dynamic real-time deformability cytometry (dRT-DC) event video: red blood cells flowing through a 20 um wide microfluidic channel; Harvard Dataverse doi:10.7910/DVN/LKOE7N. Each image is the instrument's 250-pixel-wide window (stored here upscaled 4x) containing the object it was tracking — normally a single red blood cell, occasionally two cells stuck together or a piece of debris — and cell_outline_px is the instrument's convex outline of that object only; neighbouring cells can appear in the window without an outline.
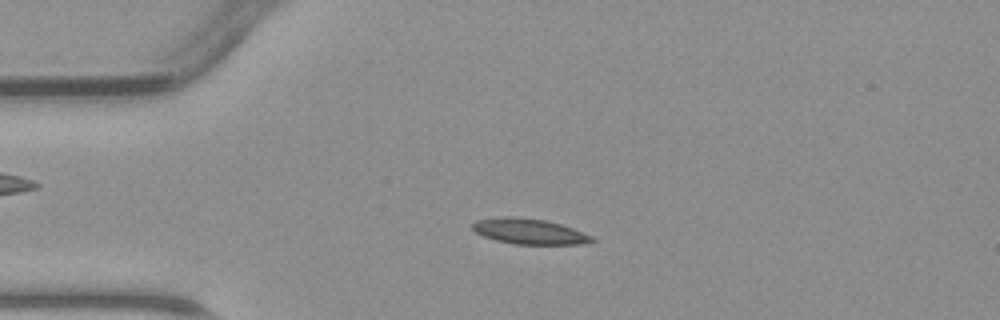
{"species": "common noctule bat (a hibernating species)", "species_latin": "Nyctalus noctula", "temperature_condition": "warm", "stored_images_in_passage": 38, "camera_frame_rate_fps": 3000, "um_per_image_px": 0.085, "animal": {"sex": "male", "body_mass_g": 23.1, "forearm_length_mm": 52.7}, "frame": {"image": 1, "passage_image": 2, "time_ms": 0.333, "image_size_px": [1000, 320], "cell_outline_px": [[596, 240], [580, 244], [516, 244], [496, 240], [484, 236], [476, 232], [472, 228], [472, 224], [476, 220], [500, 216], [512, 216], [544, 220], [560, 224], [572, 228], [592, 236]], "centroid_in_image_um": [44.96, 19.66], "position_along_channel_um": 40.0, "area_um2": 17.57}}
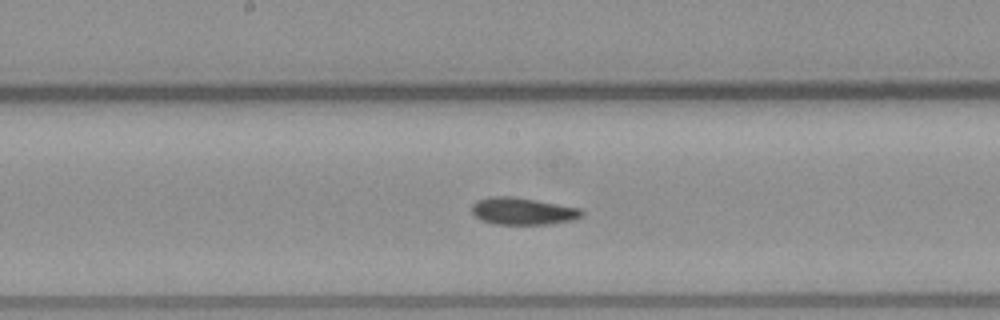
{"frame": {"image": 2, "passage_image": 15, "time_ms": 4.667, "image_size_px": [1000, 320], "cell_outline_px": [[584, 212], [580, 216], [572, 220], [544, 224], [492, 224], [476, 216], [472, 212], [472, 204], [476, 200], [492, 196], [516, 196], [580, 208]], "centroid_in_image_um": [44.41, 17.93], "position_along_channel_um": 203.8, "area_um2": 17.28}}
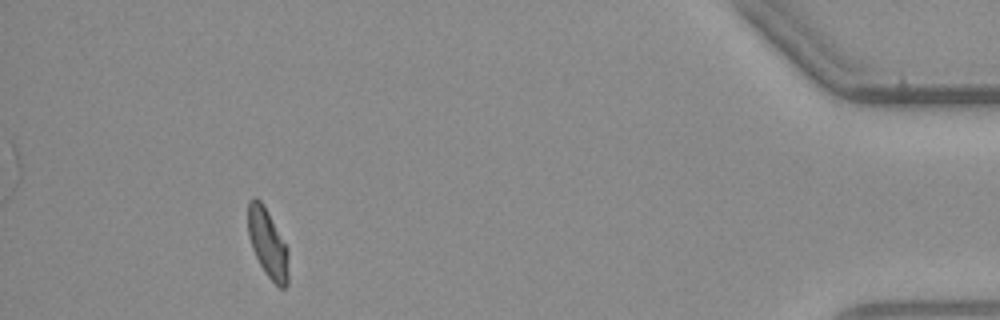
{"frame": {"image": 3, "passage_image": 34, "time_ms": 11.0, "image_size_px": [1000, 320], "cell_outline_px": [[288, 284], [284, 288], [280, 288], [264, 272], [252, 248], [248, 236], [248, 200], [252, 196], [256, 196], [264, 204], [288, 248]], "centroid_in_image_um": [22.75, 20.64], "position_along_channel_um": 412.5, "area_um2": 16.36}}